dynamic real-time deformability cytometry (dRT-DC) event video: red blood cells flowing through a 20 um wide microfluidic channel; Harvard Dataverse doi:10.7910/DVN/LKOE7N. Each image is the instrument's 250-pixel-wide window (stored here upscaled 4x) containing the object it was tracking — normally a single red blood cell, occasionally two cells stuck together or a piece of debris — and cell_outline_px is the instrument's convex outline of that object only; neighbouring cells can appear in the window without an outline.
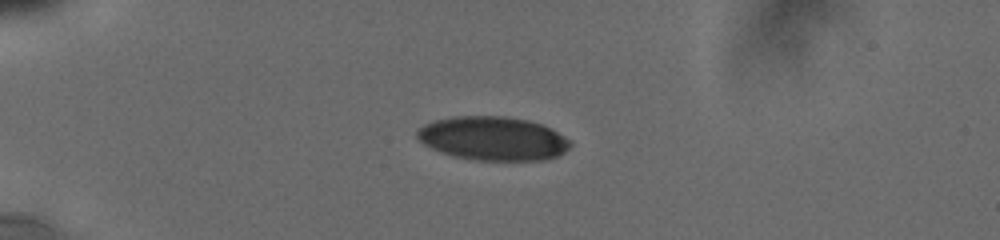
{"species": "human", "species_latin": "Homo sapiens", "temperature_condition": "cold", "stored_images_in_passage": 20, "camera_frame_rate_fps": 3000, "um_per_image_px": 0.085, "donor": {"sex": "male"}, "frame": {"image": 1, "passage_image": 5, "time_ms": 4.667, "image_size_px": [1000, 240], "cell_outline_px": [[572, 144], [564, 152], [548, 160], [472, 160], [452, 156], [440, 152], [424, 144], [416, 136], [416, 132], [424, 124], [432, 120], [456, 116], [500, 116], [528, 120], [540, 124], [564, 136]], "centroid_in_image_um": [41.86, 11.78], "position_along_channel_um": 43.1, "area_um2": 38.96}}
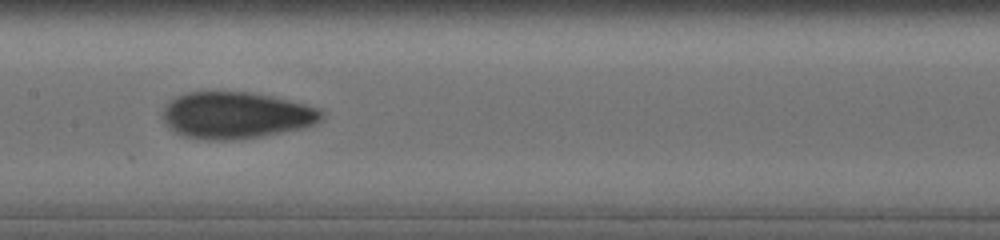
{"frame": {"image": 2, "passage_image": 13, "time_ms": 9.667, "image_size_px": [1000, 240], "cell_outline_px": [[324, 116], [316, 124], [304, 128], [260, 136], [236, 140], [204, 140], [184, 136], [172, 132], [164, 124], [160, 116], [160, 112], [164, 104], [168, 100], [176, 96], [188, 92], [248, 92], [268, 96], [304, 104], [320, 108], [324, 112]], "centroid_in_image_um": [19.98, 9.81], "position_along_channel_um": 187.4, "area_um2": 43.75}}
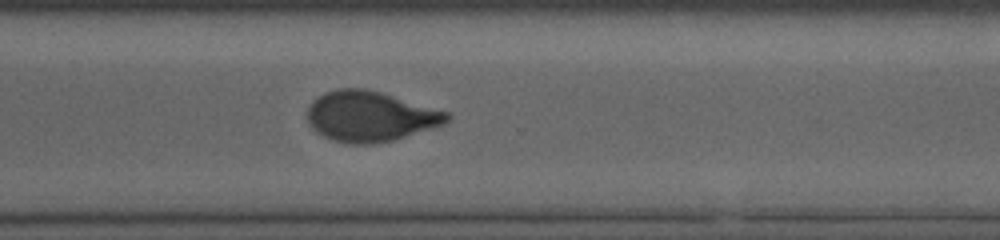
{"frame": {"image": 3, "passage_image": 20, "time_ms": 13.667, "image_size_px": [1000, 240], "cell_outline_px": [[452, 116], [444, 124], [432, 128], [392, 140], [372, 144], [348, 144], [332, 140], [316, 132], [312, 128], [308, 120], [308, 108], [312, 100], [324, 92], [340, 88], [364, 88], [380, 92], [448, 112]], "centroid_in_image_um": [31.44, 9.89], "position_along_channel_um": 339.2, "area_um2": 40.75}}